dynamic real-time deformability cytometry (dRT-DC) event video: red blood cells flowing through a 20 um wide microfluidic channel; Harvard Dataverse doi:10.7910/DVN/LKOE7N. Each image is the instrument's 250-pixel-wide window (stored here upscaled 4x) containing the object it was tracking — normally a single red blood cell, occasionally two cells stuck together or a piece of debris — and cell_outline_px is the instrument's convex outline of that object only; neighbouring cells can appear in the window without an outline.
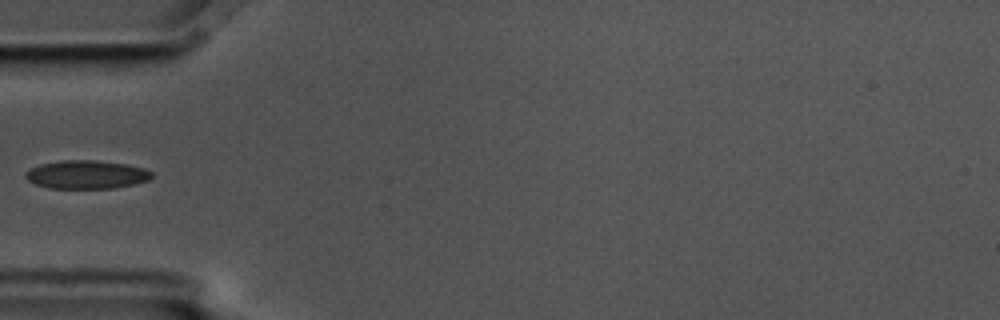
{"species": "common noctule bat (a hibernating species)", "species_latin": "Nyctalus noctula", "temperature_condition": "cold", "stored_images_in_passage": 5, "camera_frame_rate_fps": 3000, "um_per_image_px": 0.085, "animal": {"sex": "male", "body_mass_g": 17.5, "forearm_length_mm": 52.3}, "frame": {"image": 1, "passage_image": 5, "time_ms": 1.333, "image_size_px": [1000, 320], "cell_outline_px": [[152, 176], [148, 180], [132, 184], [112, 188], [48, 188], [36, 184], [28, 180], [24, 176], [32, 168], [40, 164], [64, 160], [92, 160], [124, 164], [144, 168], [152, 172]], "centroid_in_image_um": [7.34, 14.84], "position_along_channel_um": 77.7, "area_um2": 20.52}}